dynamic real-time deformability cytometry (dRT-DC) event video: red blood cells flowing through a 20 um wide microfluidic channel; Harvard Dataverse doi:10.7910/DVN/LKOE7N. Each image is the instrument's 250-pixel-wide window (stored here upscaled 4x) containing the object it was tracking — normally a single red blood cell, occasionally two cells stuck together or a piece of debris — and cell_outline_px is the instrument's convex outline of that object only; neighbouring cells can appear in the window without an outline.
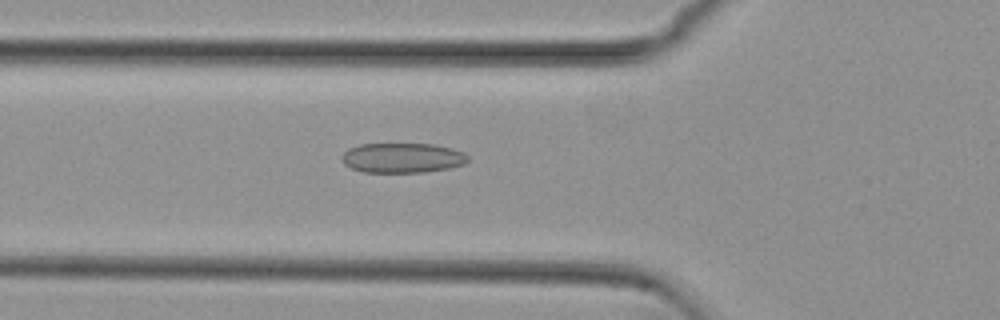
{"species": "common noctule bat (a hibernating species)", "species_latin": "Nyctalus noctula", "temperature_condition": "cold", "stored_images_in_passage": 54, "camera_frame_rate_fps": 3000, "um_per_image_px": 0.085, "animal": {"sex": "female", "body_mass_g": 29.2, "forearm_length_mm": 56.3}, "frame": {"image": 1, "passage_image": 19, "time_ms": 6.0, "image_size_px": [1000, 320], "cell_outline_px": [[468, 160], [464, 164], [448, 168], [424, 172], [364, 172], [352, 168], [344, 164], [340, 156], [348, 148], [360, 144], [436, 144], [452, 148], [464, 152], [468, 156]], "centroid_in_image_um": [34.2, 13.41], "position_along_channel_um": 91.6, "area_um2": 22.02}}
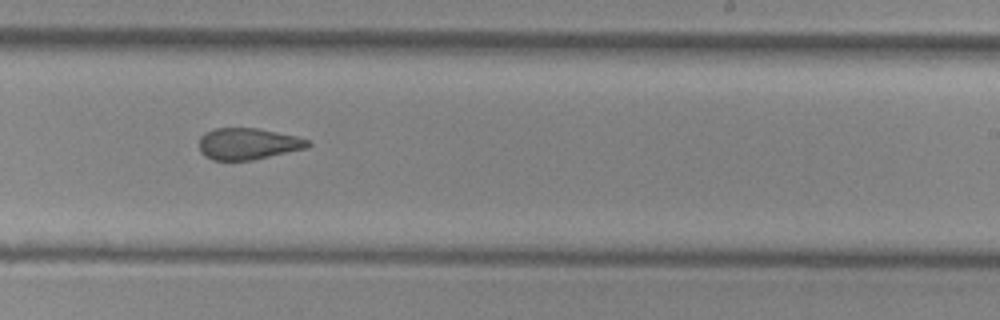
{"frame": {"image": 2, "passage_image": 33, "time_ms": 10.667, "image_size_px": [1000, 320], "cell_outline_px": [[312, 144], [308, 148], [252, 160], [212, 160], [204, 156], [200, 152], [200, 136], [204, 132], [212, 128], [256, 128], [296, 136], [308, 140]], "centroid_in_image_um": [21.06, 12.22], "position_along_channel_um": 267.9, "area_um2": 20.06}}
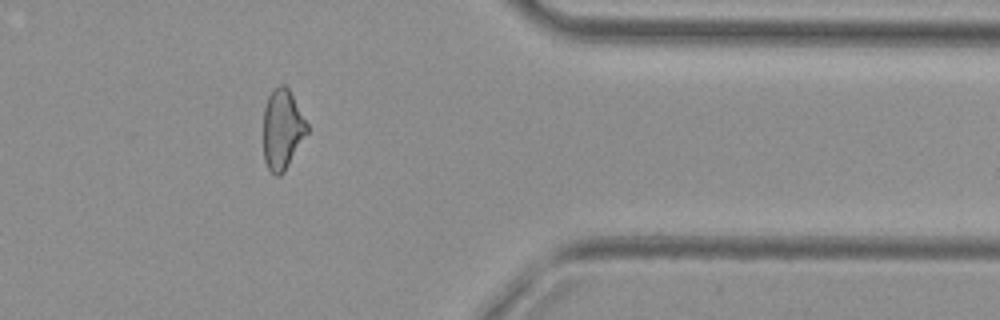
{"frame": {"image": 3, "passage_image": 44, "time_ms": 14.333, "image_size_px": [1000, 320], "cell_outline_px": [[308, 132], [284, 172], [280, 176], [276, 176], [268, 168], [264, 160], [264, 108], [268, 96], [272, 88], [280, 84], [284, 84], [288, 88], [308, 124]], "centroid_in_image_um": [23.99, 10.98], "position_along_channel_um": 387.4, "area_um2": 20.35}, "authors_computed_cell_mechanics": {"area_um2": 21.5305, "velocity_mm_per_s": 3.7676, "shape_relaxation_time_tau1_ms": null, "shape_relaxation_time_tau2_ms": 2.222, "deformation_change_tau1": null, "deformation_change_tau2": 0.0932}}